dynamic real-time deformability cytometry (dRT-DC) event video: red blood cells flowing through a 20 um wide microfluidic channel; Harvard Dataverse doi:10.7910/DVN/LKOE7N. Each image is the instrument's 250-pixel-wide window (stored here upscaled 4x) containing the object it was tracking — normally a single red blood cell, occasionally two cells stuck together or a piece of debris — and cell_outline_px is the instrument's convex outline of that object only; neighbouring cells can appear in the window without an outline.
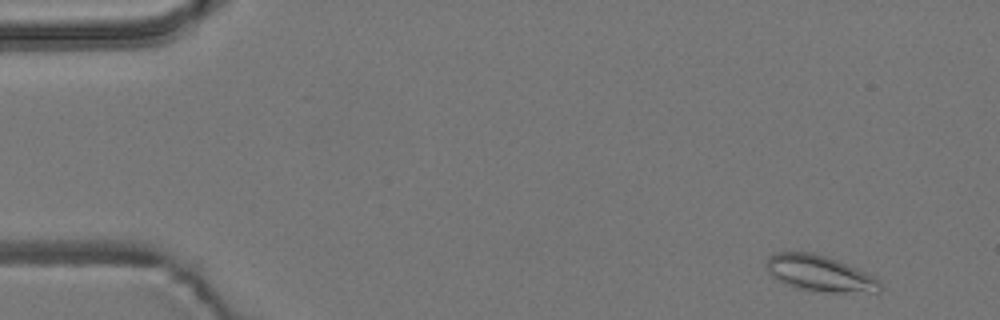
{"species": "common noctule bat (a hibernating species)", "species_latin": "Nyctalus noctula", "temperature_condition": "room temperature", "stored_images_in_passage": 56, "camera_frame_rate_fps": 3000, "um_per_image_px": 0.085, "animal": {"sex": "male", "body_mass_g": 19.2, "forearm_length_mm": 51.8}, "frame": {"image": 1, "passage_image": 4, "time_ms": 1.0, "image_size_px": [1000, 320], "cell_outline_px": [[884, 288], [880, 292], [828, 292], [796, 288], [772, 276], [768, 272], [764, 264], [764, 260], [772, 252], [812, 252], [836, 260], [856, 268], [880, 280]], "centroid_in_image_um": [69.65, 23.23], "position_along_channel_um": 15.3, "area_um2": 23.81}}
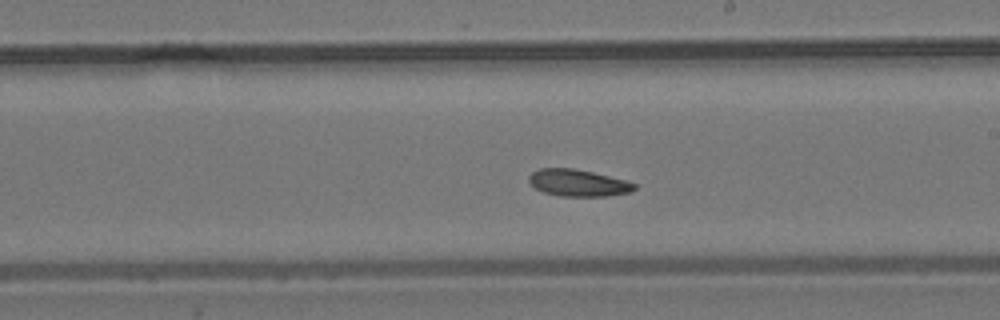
{"frame": {"image": 2, "passage_image": 32, "time_ms": 10.333, "image_size_px": [1000, 320], "cell_outline_px": [[636, 188], [632, 192], [608, 196], [560, 196], [544, 192], [536, 188], [528, 180], [528, 176], [532, 172], [540, 168], [572, 168], [592, 172], [624, 180], [636, 184]], "centroid_in_image_um": [49.14, 15.55], "position_along_channel_um": 239.9, "area_um2": 16.42}}
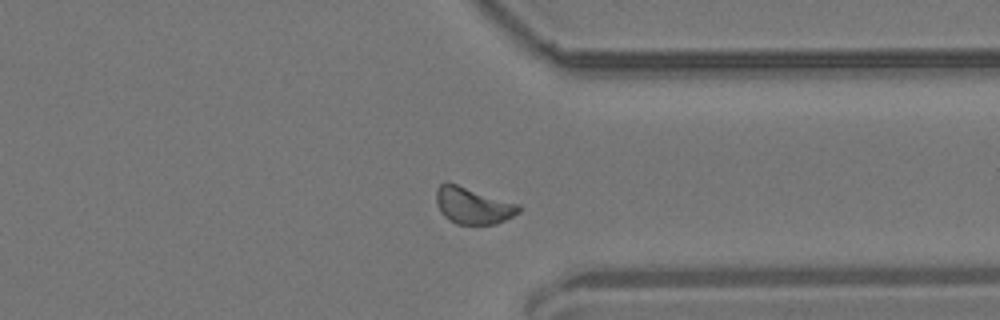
{"frame": {"image": 3, "passage_image": 43, "time_ms": 14.0, "image_size_px": [1000, 320], "cell_outline_px": [[520, 212], [496, 224], [456, 224], [444, 216], [436, 204], [436, 188], [444, 180], [448, 180], [520, 204]], "centroid_in_image_um": [40.17, 17.43], "position_along_channel_um": 371.2, "area_um2": 18.03}}